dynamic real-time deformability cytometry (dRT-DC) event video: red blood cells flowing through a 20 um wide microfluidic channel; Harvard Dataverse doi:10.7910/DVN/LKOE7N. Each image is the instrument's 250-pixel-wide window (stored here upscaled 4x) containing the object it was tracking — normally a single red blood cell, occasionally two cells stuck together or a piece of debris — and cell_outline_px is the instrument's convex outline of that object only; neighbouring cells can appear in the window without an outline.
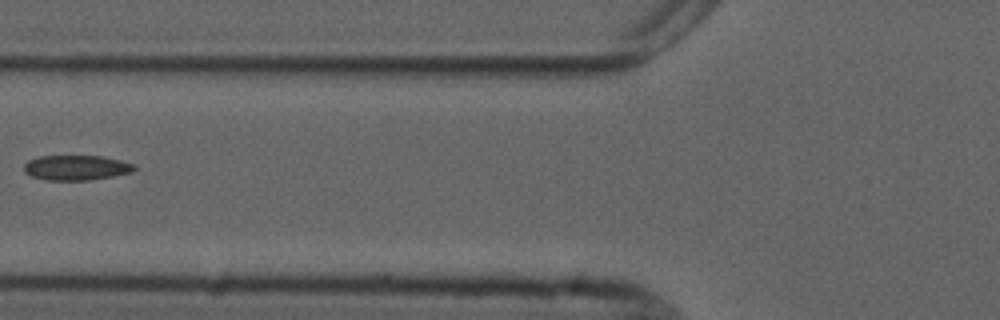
{"species": "common noctule bat (a hibernating species)", "species_latin": "Nyctalus noctula", "temperature_condition": "cold", "stored_images_in_passage": 6, "segment_of_instrument_passage": [2, 2], "camera_frame_rate_fps": 3000, "um_per_image_px": 0.085, "animal": {"sex": "male", "forearm_length_mm": 52.5}, "frame": {"image": 1, "passage_image": 5, "time_ms": 6.0, "image_size_px": [1000, 320], "cell_outline_px": [[136, 168], [132, 172], [112, 176], [88, 180], [48, 180], [32, 176], [24, 172], [24, 164], [28, 160], [40, 156], [100, 156], [120, 160], [136, 164]], "centroid_in_image_um": [6.49, 14.25], "position_along_channel_um": 119.3, "area_um2": 16.01}}